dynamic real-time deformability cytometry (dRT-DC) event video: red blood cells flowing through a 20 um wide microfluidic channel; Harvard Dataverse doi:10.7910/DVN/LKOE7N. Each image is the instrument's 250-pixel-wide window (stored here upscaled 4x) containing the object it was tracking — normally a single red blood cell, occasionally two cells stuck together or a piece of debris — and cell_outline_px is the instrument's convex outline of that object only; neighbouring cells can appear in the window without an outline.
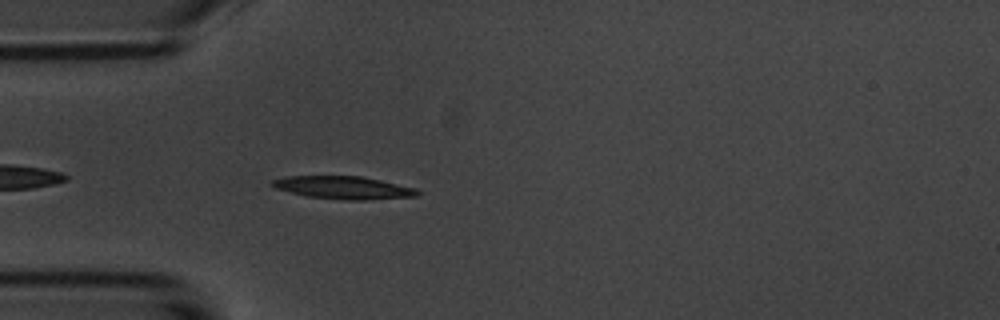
{"species": "common noctule bat (a hibernating species)", "species_latin": "Nyctalus noctula", "temperature_condition": "room temperature", "stored_images_in_passage": 5, "camera_frame_rate_fps": 3000, "um_per_image_px": 0.085, "animal": {"sex": "male", "body_mass_g": 20.1, "forearm_length_mm": 53.5}, "frame": {"image": 1, "passage_image": 5, "time_ms": 4.667, "image_size_px": [1000, 320], "cell_outline_px": [[420, 196], [364, 200], [348, 200], [308, 196], [276, 188], [268, 184], [272, 180], [288, 176], [364, 176], [416, 188], [420, 192]], "centroid_in_image_um": [29.25, 15.94], "position_along_channel_um": 55.8, "area_um2": 19.25}}